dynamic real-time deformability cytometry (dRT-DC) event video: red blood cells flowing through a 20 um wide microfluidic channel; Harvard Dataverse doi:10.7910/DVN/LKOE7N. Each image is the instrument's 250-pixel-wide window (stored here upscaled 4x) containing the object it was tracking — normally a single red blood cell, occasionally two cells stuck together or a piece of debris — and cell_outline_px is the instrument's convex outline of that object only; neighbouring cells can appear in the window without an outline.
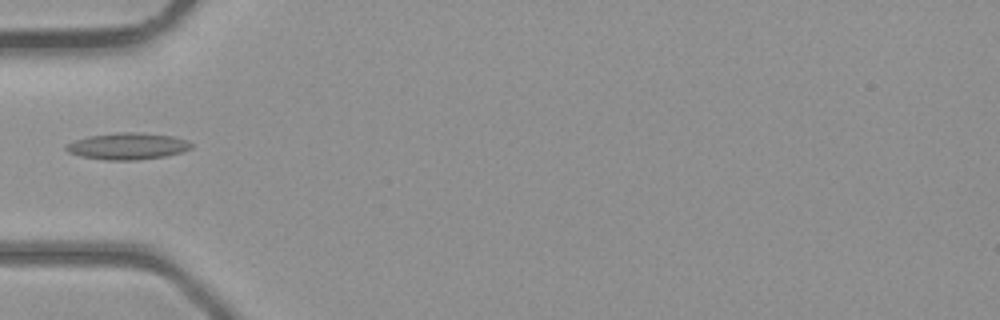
{"species": "common noctule bat (a hibernating species)", "species_latin": "Nyctalus noctula", "temperature_condition": "room temperature", "stored_images_in_passage": 3, "camera_frame_rate_fps": 3000, "um_per_image_px": 0.085, "animal": {"sex": "male", "body_mass_g": 23.1, "forearm_length_mm": 52.7}, "frame": {"image": 1, "passage_image": 3, "time_ms": 2.333, "image_size_px": [1000, 320], "cell_outline_px": [[192, 148], [184, 152], [168, 156], [136, 160], [104, 160], [80, 156], [68, 152], [64, 148], [68, 144], [76, 140], [88, 136], [116, 132], [140, 132], [172, 136], [188, 140], [192, 144]], "centroid_in_image_um": [10.89, 12.43], "position_along_channel_um": 74.1, "area_um2": 19.65}}